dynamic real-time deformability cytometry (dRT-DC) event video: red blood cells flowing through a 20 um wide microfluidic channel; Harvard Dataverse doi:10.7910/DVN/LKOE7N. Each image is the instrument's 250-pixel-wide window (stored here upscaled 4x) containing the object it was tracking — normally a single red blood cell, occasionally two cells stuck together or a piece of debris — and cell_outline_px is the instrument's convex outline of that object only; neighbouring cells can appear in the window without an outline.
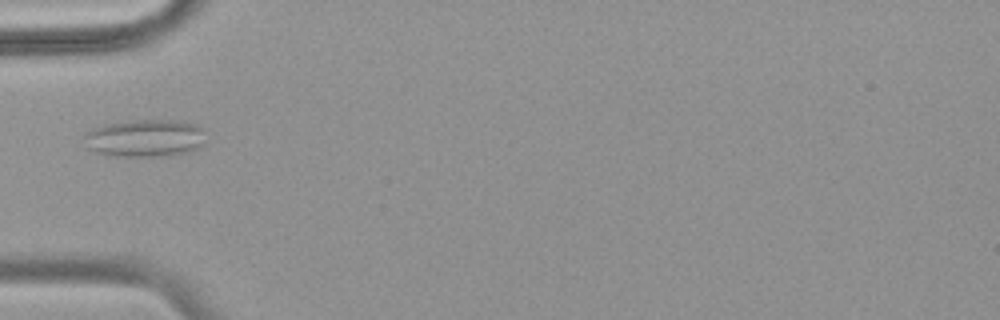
{"species": "common noctule bat (a hibernating species)", "species_latin": "Nyctalus noctula", "temperature_condition": "warm", "stored_images_in_passage": 37, "camera_frame_rate_fps": 3000, "um_per_image_px": 0.085, "animal": {"sex": "female", "body_mass_g": 18.4}, "frame": {"image": 1, "passage_image": 1, "time_ms": 0.0, "image_size_px": [1000, 320], "cell_outline_px": [[208, 144], [188, 152], [168, 156], [108, 156], [92, 152], [84, 148], [84, 132], [92, 128], [104, 124], [132, 120], [172, 120], [196, 124], [204, 128]], "centroid_in_image_um": [12.32, 11.75], "position_along_channel_um": 72.7, "area_um2": 27.57}}
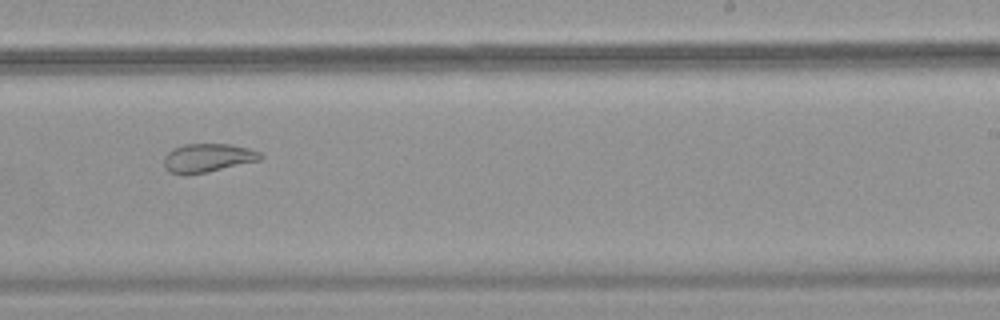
{"frame": {"image": 2, "passage_image": 17, "time_ms": 5.333, "image_size_px": [1000, 320], "cell_outline_px": [[264, 156], [260, 160], [208, 172], [168, 172], [164, 168], [164, 156], [172, 148], [184, 144], [232, 144], [248, 148], [260, 152]], "centroid_in_image_um": [17.68, 13.39], "position_along_channel_um": 271.3, "area_um2": 15.84}}
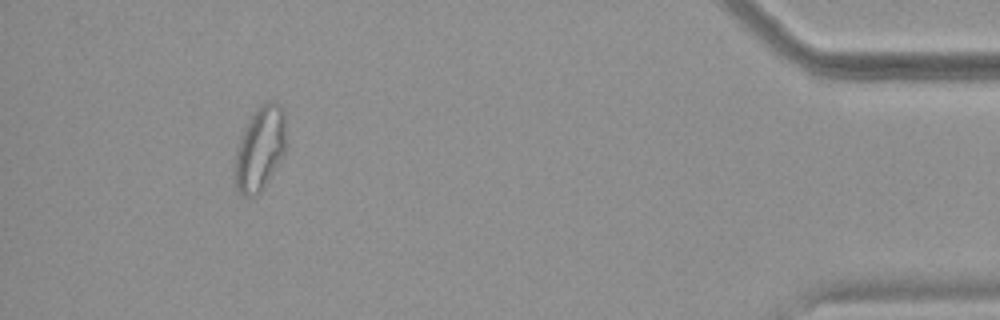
{"frame": {"image": 3, "passage_image": 33, "time_ms": 10.667, "image_size_px": [1000, 320], "cell_outline_px": [[288, 144], [284, 156], [260, 192], [256, 196], [240, 196], [236, 192], [232, 184], [232, 172], [236, 152], [244, 128], [252, 112], [260, 104], [268, 100], [280, 104], [284, 108]], "centroid_in_image_um": [22.09, 12.65], "position_along_channel_um": 413.1, "area_um2": 26.41}, "authors_computed_cell_mechanics": {"area_um2": 18.9006, "velocity_mm_per_s": 3.7328, "shape_relaxation_time_tau1_ms": null, "shape_relaxation_time_tau2_ms": 1.6373, "deformation_change_tau1": null, "deformation_change_tau2": 0.0907}}